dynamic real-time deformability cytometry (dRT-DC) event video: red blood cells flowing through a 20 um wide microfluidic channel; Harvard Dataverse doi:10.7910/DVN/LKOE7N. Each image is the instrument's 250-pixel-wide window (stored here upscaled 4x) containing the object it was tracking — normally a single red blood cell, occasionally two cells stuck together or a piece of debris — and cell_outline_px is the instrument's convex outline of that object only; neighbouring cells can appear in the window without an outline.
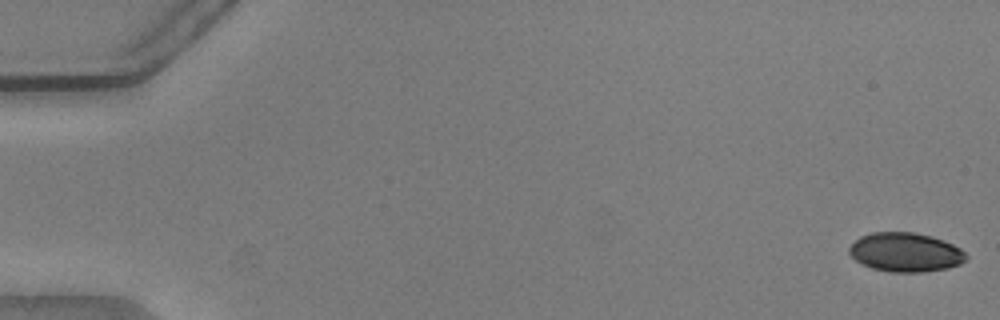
{"species": "common noctule bat (a hibernating species)", "species_latin": "Nyctalus noctula", "temperature_condition": "warm", "stored_images_in_passage": 54, "camera_frame_rate_fps": 3000, "um_per_image_px": 0.085, "animal": {"sex": "male", "body_mass_g": 20.5, "forearm_length_mm": 52.5}, "frame": {"image": 1, "passage_image": 1, "time_ms": 0.0, "image_size_px": [1000, 320], "cell_outline_px": [[968, 256], [960, 264], [948, 268], [920, 272], [888, 272], [872, 268], [856, 260], [848, 252], [848, 248], [860, 236], [872, 232], [912, 232], [932, 236], [944, 240], [960, 248]], "centroid_in_image_um": [76.96, 21.44], "position_along_channel_um": 8.0, "area_um2": 26.59}}
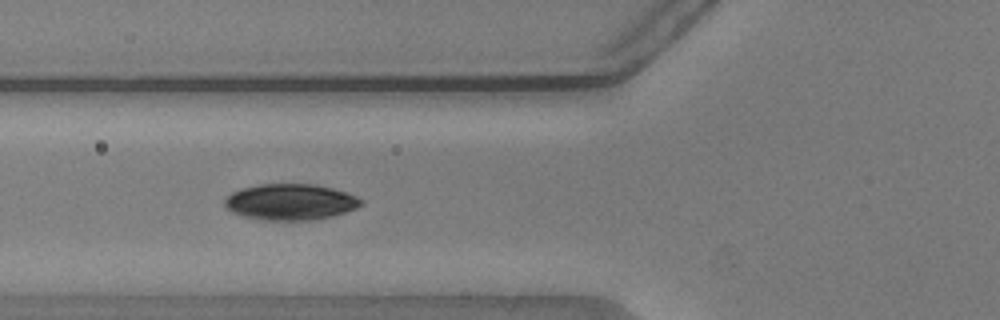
{"frame": {"image": 2, "passage_image": 21, "time_ms": 6.667, "image_size_px": [1000, 320], "cell_outline_px": [[364, 204], [356, 208], [332, 216], [308, 220], [264, 220], [244, 216], [232, 212], [224, 204], [224, 200], [232, 192], [244, 188], [260, 184], [316, 184], [332, 188], [356, 196], [364, 200]], "centroid_in_image_um": [24.71, 17.16], "position_along_channel_um": 101.1, "area_um2": 28.5}}
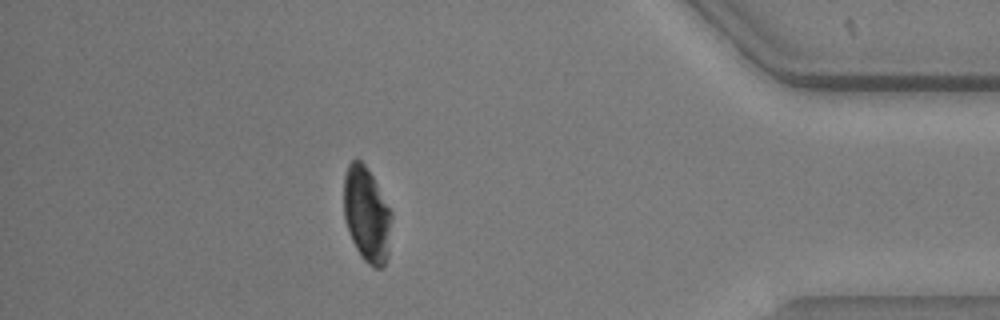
{"frame": {"image": 3, "passage_image": 48, "time_ms": 15.667, "image_size_px": [1000, 320], "cell_outline_px": [[392, 216], [388, 260], [380, 268], [376, 268], [368, 264], [360, 256], [352, 240], [344, 220], [344, 176], [348, 164], [352, 160], [360, 160], [364, 164], [372, 176], [392, 212]], "centroid_in_image_um": [31.18, 18.27], "position_along_channel_um": 404.0, "area_um2": 26.53}, "authors_computed_cell_mechanics": {"area_um2": 28.0041, "velocity_mm_per_s": 3.778, "shape_relaxation_time_tau1_ms": 2.1848, "shape_relaxation_time_tau2_ms": 6.9752, "deformation_change_tau1": 0.0932, "deformation_change_tau2": 0.1135}}